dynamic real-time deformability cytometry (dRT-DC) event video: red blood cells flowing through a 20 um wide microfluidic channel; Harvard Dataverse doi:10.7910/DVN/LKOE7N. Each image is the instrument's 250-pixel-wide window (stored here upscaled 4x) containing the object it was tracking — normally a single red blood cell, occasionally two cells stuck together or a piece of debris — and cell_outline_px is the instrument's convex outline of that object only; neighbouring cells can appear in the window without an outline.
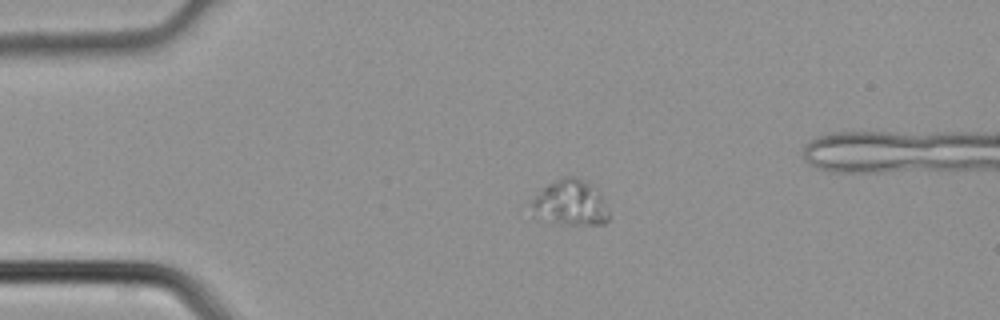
{"species": "common noctule bat (a hibernating species)", "species_latin": "Nyctalus noctula", "temperature_condition": "cold", "stored_images_in_passage": 5, "camera_frame_rate_fps": 3000, "um_per_image_px": 0.085, "animal": {"sex": "male", "body_mass_g": 21.5, "forearm_length_mm": 52.0}, "frame": {"image": 1, "passage_image": 3, "time_ms": 0.667, "image_size_px": [1000, 320], "cell_outline_px": [[608, 220], [604, 224], [572, 224], [536, 220], [532, 216], [532, 200], [536, 192], [548, 184], [556, 180], [568, 176], [576, 176], [600, 192], [604, 196], [608, 212]], "centroid_in_image_um": [48.44, 17.26], "position_along_channel_um": 36.6, "area_um2": 20.75}}